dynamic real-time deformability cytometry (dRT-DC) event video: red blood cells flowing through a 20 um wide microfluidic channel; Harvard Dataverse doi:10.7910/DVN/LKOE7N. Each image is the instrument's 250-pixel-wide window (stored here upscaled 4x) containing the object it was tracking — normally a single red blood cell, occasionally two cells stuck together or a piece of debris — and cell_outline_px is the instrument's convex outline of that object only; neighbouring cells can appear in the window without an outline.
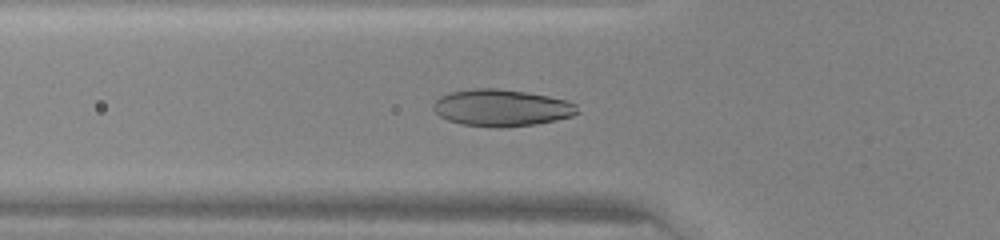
{"species": "human", "species_latin": "Homo sapiens", "temperature_condition": "warm", "stored_images_in_passage": 36, "camera_frame_rate_fps": 3000, "um_per_image_px": 0.085, "donor": {"sex": "female"}, "frame": {"image": 1, "passage_image": 6, "time_ms": 1.667, "image_size_px": [1000, 240], "cell_outline_px": [[580, 112], [572, 116], [556, 120], [536, 124], [500, 128], [464, 124], [448, 120], [440, 116], [432, 108], [432, 104], [440, 96], [448, 92], [472, 88], [496, 88], [524, 92], [548, 96], [568, 100], [576, 104]], "centroid_in_image_um": [42.63, 9.16], "position_along_channel_um": 83.2, "area_um2": 31.04}}
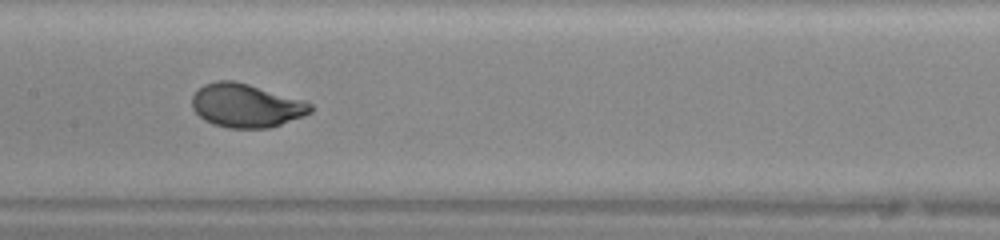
{"frame": {"image": 2, "passage_image": 13, "time_ms": 4.0, "image_size_px": [1000, 240], "cell_outline_px": [[312, 112], [304, 116], [268, 128], [228, 128], [212, 124], [204, 120], [192, 108], [192, 96], [204, 84], [216, 80], [232, 80], [248, 84], [304, 100], [312, 104]], "centroid_in_image_um": [20.92, 8.97], "position_along_channel_um": 186.5, "area_um2": 30.06}}
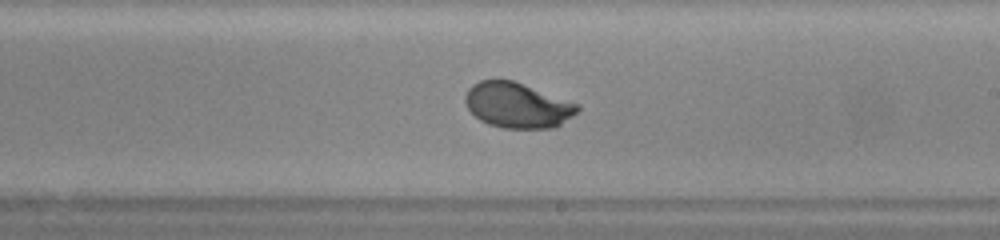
{"frame": {"image": 3, "passage_image": 17, "time_ms": 5.333, "image_size_px": [1000, 240], "cell_outline_px": [[580, 108], [572, 116], [560, 124], [552, 128], [504, 128], [488, 124], [480, 120], [468, 108], [464, 100], [464, 96], [468, 88], [472, 84], [480, 80], [496, 76], [512, 80], [580, 104]], "centroid_in_image_um": [43.93, 8.91], "position_along_channel_um": 245.1, "area_um2": 29.94}}